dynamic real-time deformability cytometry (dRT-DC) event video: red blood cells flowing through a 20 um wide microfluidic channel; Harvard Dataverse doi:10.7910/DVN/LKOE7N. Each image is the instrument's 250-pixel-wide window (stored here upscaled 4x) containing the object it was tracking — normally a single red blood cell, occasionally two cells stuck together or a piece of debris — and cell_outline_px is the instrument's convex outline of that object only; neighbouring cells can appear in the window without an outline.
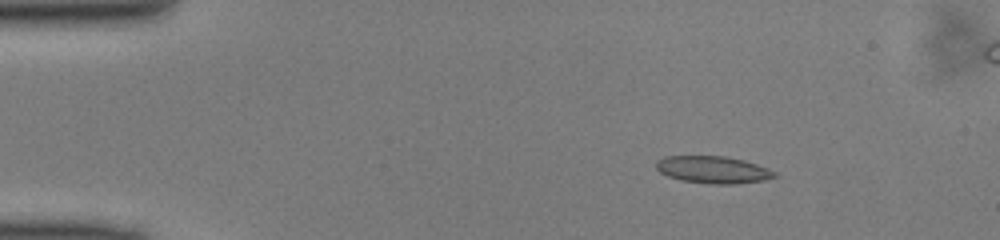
{"species": "common noctule bat (a hibernating species)", "species_latin": "Nyctalus noctula", "temperature_condition": "cold", "stored_images_in_passage": 44, "segment_of_instrument_passage": [1, 2], "camera_frame_rate_fps": 3000, "um_per_image_px": 0.085, "animal": {"sex": "male", "body_mass_g": 13.0, "forearm_length_mm": 53.1}, "frame": {"image": 1, "passage_image": 1, "time_ms": 0.0, "image_size_px": [1000, 240], "cell_outline_px": [[776, 176], [764, 180], [736, 184], [712, 184], [680, 180], [668, 176], [660, 172], [656, 168], [656, 160], [664, 156], [724, 156], [744, 160], [768, 168], [776, 172]], "centroid_in_image_um": [60.59, 14.42], "position_along_channel_um": 24.4, "area_um2": 18.79}}
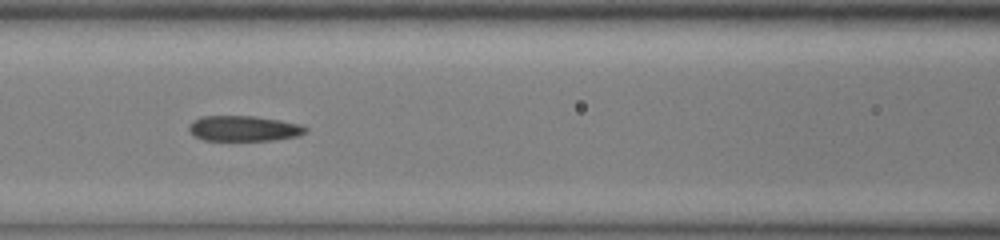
{"frame": {"image": 2, "passage_image": 15, "time_ms": 4.667, "image_size_px": [1000, 240], "cell_outline_px": [[308, 128], [304, 132], [296, 136], [272, 140], [204, 140], [196, 136], [188, 128], [192, 120], [200, 116], [256, 116], [280, 120], [300, 124]], "centroid_in_image_um": [20.7, 10.9], "position_along_channel_um": 145.9, "area_um2": 17.11}}
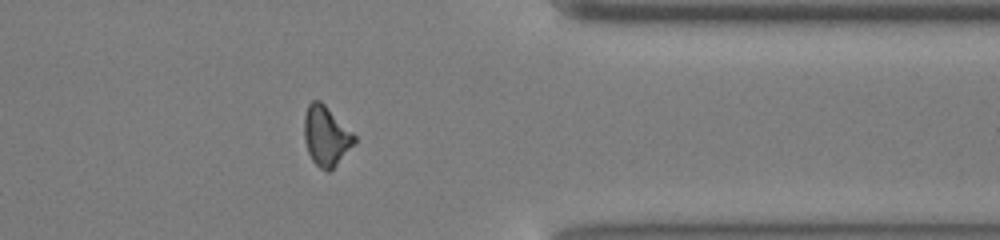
{"frame": {"image": 3, "passage_image": 33, "time_ms": 10.667, "image_size_px": [1000, 240], "cell_outline_px": [[356, 140], [336, 164], [328, 172], [320, 168], [312, 160], [308, 152], [304, 140], [304, 116], [308, 104], [312, 100], [320, 100], [356, 136]], "centroid_in_image_um": [27.68, 11.54], "position_along_channel_um": 383.7, "area_um2": 17.11}}